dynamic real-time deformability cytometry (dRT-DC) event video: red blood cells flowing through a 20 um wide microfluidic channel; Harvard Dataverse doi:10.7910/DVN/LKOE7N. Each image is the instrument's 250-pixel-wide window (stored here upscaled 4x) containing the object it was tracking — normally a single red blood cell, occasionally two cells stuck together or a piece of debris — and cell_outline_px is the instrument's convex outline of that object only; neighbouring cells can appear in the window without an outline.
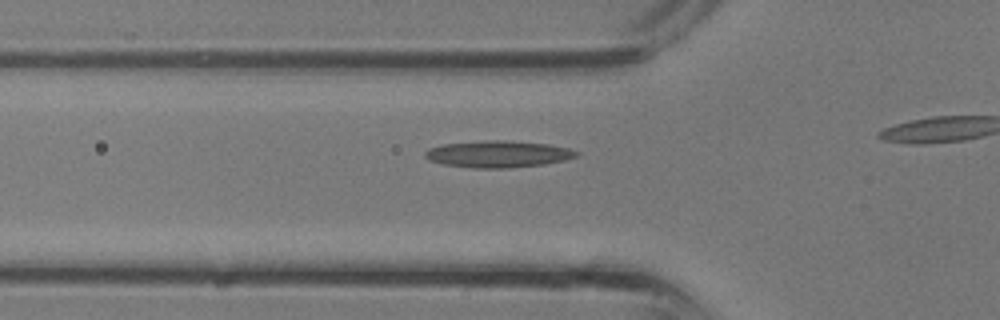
{"species": "common noctule bat (a hibernating species)", "species_latin": "Nyctalus noctula", "temperature_condition": "room temperature", "stored_images_in_passage": 11, "camera_frame_rate_fps": 3000, "um_per_image_px": 0.085, "animal": {"sex": "male", "body_mass_g": 13.3}, "frame": {"image": 1, "passage_image": 5, "time_ms": 1.333, "image_size_px": [1000, 320], "cell_outline_px": [[580, 156], [564, 160], [544, 164], [504, 168], [472, 168], [444, 164], [428, 160], [424, 156], [424, 152], [428, 148], [444, 144], [484, 140], [504, 140], [548, 144], [568, 148], [580, 152]], "centroid_in_image_um": [42.33, 13.09], "position_along_channel_um": 83.5, "area_um2": 23.64}}
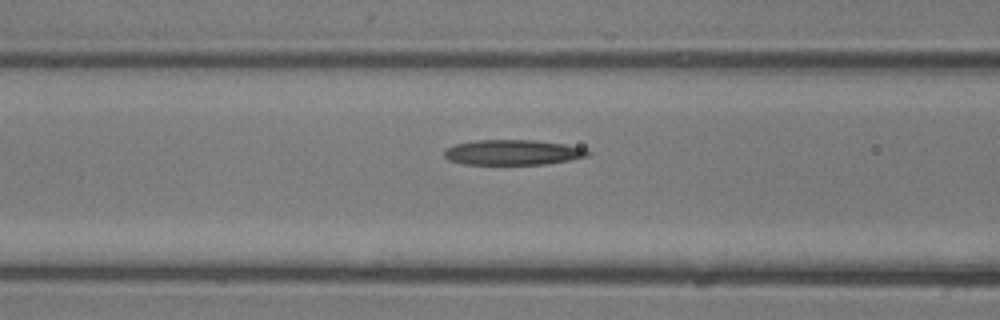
{"frame": {"image": 2, "passage_image": 7, "time_ms": 2.0, "image_size_px": [1000, 320], "cell_outline_px": [[592, 152], [588, 156], [548, 164], [464, 164], [448, 160], [444, 156], [444, 148], [456, 144], [476, 140], [536, 140], [564, 144], [584, 148]], "centroid_in_image_um": [43.58, 12.95], "position_along_channel_um": 123.0, "area_um2": 21.15}}
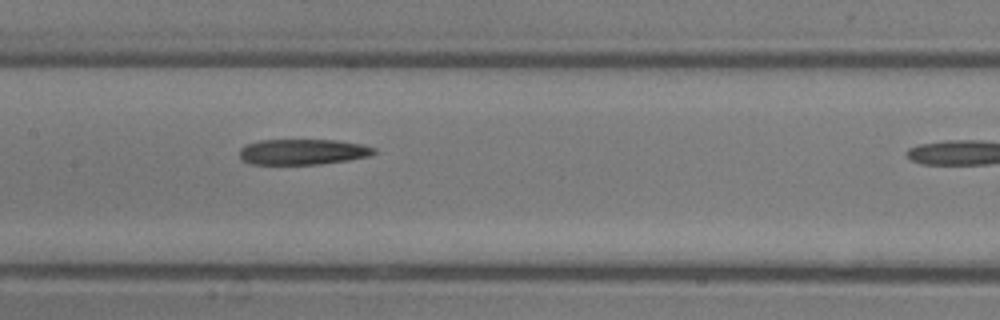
{"frame": {"image": 3, "passage_image": 10, "time_ms": 3.0, "image_size_px": [1000, 320], "cell_outline_px": [[376, 152], [368, 156], [348, 160], [320, 164], [248, 164], [240, 160], [240, 148], [248, 144], [260, 140], [336, 140], [360, 144], [376, 148]], "centroid_in_image_um": [25.71, 12.91], "position_along_channel_um": 181.7, "area_um2": 20.06}}